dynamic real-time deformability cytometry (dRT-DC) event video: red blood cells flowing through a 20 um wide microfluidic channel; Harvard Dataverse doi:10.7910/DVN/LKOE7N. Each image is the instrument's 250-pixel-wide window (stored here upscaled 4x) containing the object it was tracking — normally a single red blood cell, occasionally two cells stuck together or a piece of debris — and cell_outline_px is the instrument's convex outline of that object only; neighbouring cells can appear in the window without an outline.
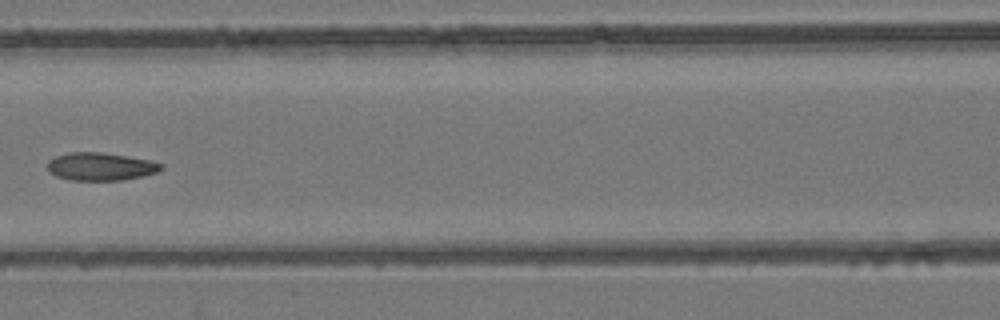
{"species": "common noctule bat (a hibernating species)", "species_latin": "Nyctalus noctula", "temperature_condition": "room temperature", "stored_images_in_passage": 6, "camera_frame_rate_fps": 3000, "um_per_image_px": 0.085, "animal": {"sex": "female", "body_mass_g": 24.6, "forearm_length_mm": 56.2}, "frame": {"image": 1, "passage_image": 6, "time_ms": 6.667, "image_size_px": [1000, 320], "cell_outline_px": [[164, 168], [156, 172], [140, 176], [120, 180], [68, 180], [56, 176], [48, 172], [48, 160], [56, 156], [68, 152], [100, 152], [152, 160], [164, 164]], "centroid_in_image_um": [8.53, 14.15], "position_along_channel_um": 158.1, "area_um2": 18.5}}